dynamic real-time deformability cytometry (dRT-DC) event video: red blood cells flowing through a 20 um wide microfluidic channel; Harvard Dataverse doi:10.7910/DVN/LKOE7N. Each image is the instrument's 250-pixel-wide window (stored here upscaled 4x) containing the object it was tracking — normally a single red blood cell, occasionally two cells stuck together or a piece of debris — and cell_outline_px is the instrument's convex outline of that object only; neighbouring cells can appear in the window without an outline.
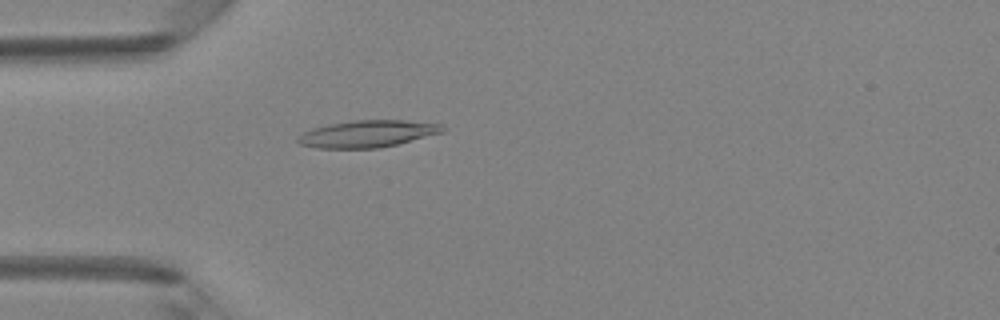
{"species": "Egyptian fruit bat (a non-hibernating species)", "species_latin": "Rousettus aegyptiacus", "temperature_condition": "room temperature", "stored_images_in_passage": 48, "camera_frame_rate_fps": 3000, "um_per_image_px": 0.085, "animal": {"sex": "female"}, "frame": {"image": 1, "passage_image": 14, "time_ms": 4.333, "image_size_px": [1000, 320], "cell_outline_px": [[448, 128], [444, 132], [396, 144], [376, 148], [320, 148], [300, 144], [296, 140], [304, 132], [312, 128], [328, 124], [356, 120], [404, 120], [440, 124]], "centroid_in_image_um": [31.26, 11.36], "position_along_channel_um": 53.7, "area_um2": 22.54}}
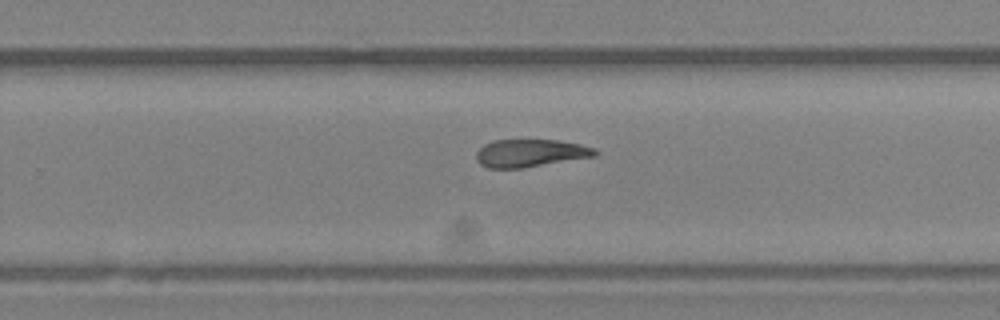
{"frame": {"image": 2, "passage_image": 31, "time_ms": 10.0, "image_size_px": [1000, 320], "cell_outline_px": [[600, 152], [596, 156], [524, 168], [488, 168], [480, 164], [476, 160], [476, 152], [484, 144], [492, 140], [556, 140], [580, 144], [596, 148]], "centroid_in_image_um": [45.09, 13.02], "position_along_channel_um": 284.7, "area_um2": 19.36}}
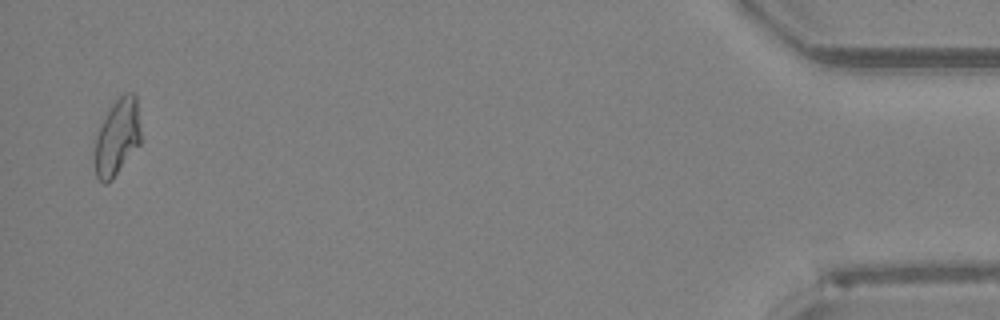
{"frame": {"image": 3, "passage_image": 47, "time_ms": 15.333, "image_size_px": [1000, 320], "cell_outline_px": [[140, 144], [112, 180], [104, 184], [96, 176], [96, 136], [112, 104], [124, 92], [132, 92], [136, 96], [140, 132]], "centroid_in_image_um": [9.99, 11.66], "position_along_channel_um": 425.2, "area_um2": 20.0}, "authors_computed_cell_mechanics": {"area_um2": 20.4323, "velocity_mm_per_s": 4.2226, "shape_relaxation_time_tau1_ms": null, "shape_relaxation_time_tau2_ms": 7.8516, "deformation_change_tau1": null, "deformation_change_tau2": 0.1814}}